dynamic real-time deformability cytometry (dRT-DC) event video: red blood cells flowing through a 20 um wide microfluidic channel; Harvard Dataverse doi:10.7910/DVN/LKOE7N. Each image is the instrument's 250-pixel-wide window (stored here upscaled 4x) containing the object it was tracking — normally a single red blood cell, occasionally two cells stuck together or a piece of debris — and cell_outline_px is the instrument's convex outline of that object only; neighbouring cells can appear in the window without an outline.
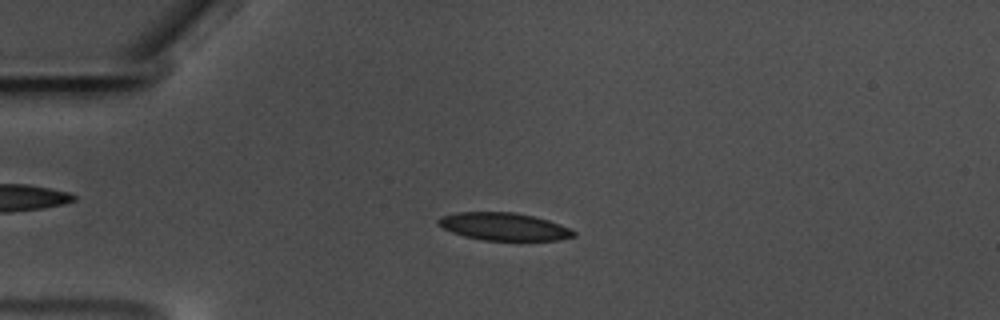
{"species": "common noctule bat (a hibernating species)", "species_latin": "Nyctalus noctula", "temperature_condition": "warm", "stored_images_in_passage": 58, "camera_frame_rate_fps": 3000, "um_per_image_px": 0.085, "animal": {"sex": "male", "body_mass_g": 17.5, "forearm_length_mm": 52.3}, "frame": {"image": 1, "passage_image": 14, "time_ms": 4.333, "image_size_px": [1000, 320], "cell_outline_px": [[576, 236], [560, 240], [484, 240], [464, 236], [452, 232], [436, 224], [436, 220], [440, 216], [456, 212], [516, 212], [548, 220], [560, 224], [576, 232]], "centroid_in_image_um": [42.8, 19.25], "position_along_channel_um": 42.2, "area_um2": 21.85}}
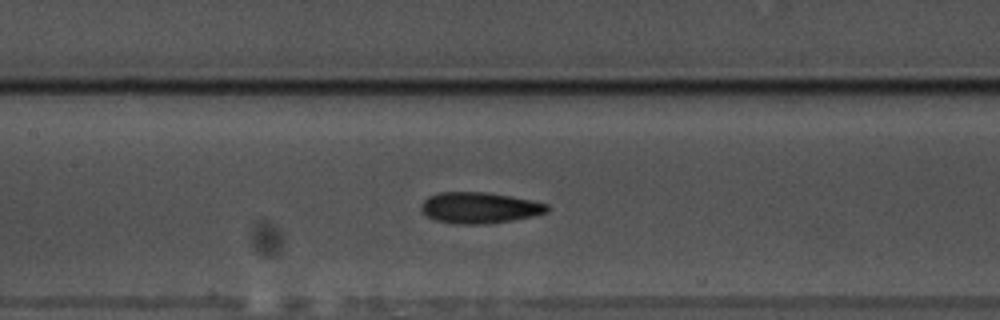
{"frame": {"image": 2, "passage_image": 27, "time_ms": 8.667, "image_size_px": [1000, 320], "cell_outline_px": [[548, 212], [532, 216], [512, 220], [488, 224], [452, 224], [436, 220], [428, 216], [420, 208], [420, 204], [428, 196], [440, 192], [488, 192], [512, 196], [532, 200], [548, 204]], "centroid_in_image_um": [40.75, 17.66], "position_along_channel_um": 166.7, "area_um2": 22.95}}
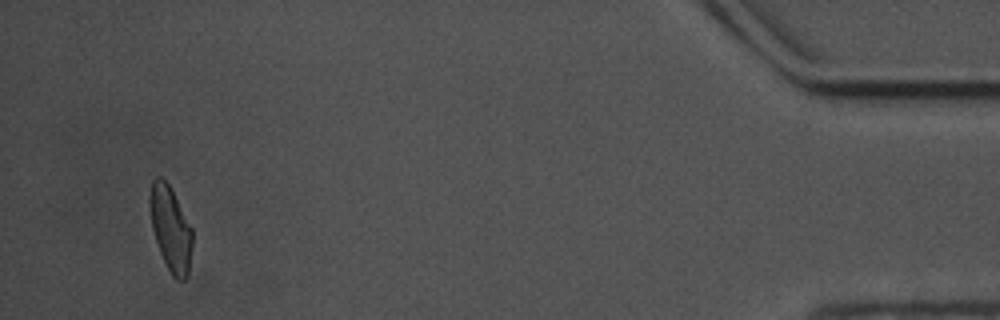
{"frame": {"image": 3, "passage_image": 55, "time_ms": 18.0, "image_size_px": [1000, 320], "cell_outline_px": [[192, 248], [188, 276], [184, 280], [176, 280], [172, 276], [160, 252], [152, 228], [148, 204], [148, 200], [152, 180], [156, 176], [160, 176], [168, 184], [192, 228]], "centroid_in_image_um": [14.49, 19.44], "position_along_channel_um": 420.7, "area_um2": 20.98}, "authors_computed_cell_mechanics": {"area_um2": 22.3108, "velocity_mm_per_s": 3.5202, "shape_relaxation_time_tau1_ms": 6.2304, "shape_relaxation_time_tau2_ms": 3.6472, "deformation_change_tau1": 0.1543, "deformation_change_tau2": 0.1076}}